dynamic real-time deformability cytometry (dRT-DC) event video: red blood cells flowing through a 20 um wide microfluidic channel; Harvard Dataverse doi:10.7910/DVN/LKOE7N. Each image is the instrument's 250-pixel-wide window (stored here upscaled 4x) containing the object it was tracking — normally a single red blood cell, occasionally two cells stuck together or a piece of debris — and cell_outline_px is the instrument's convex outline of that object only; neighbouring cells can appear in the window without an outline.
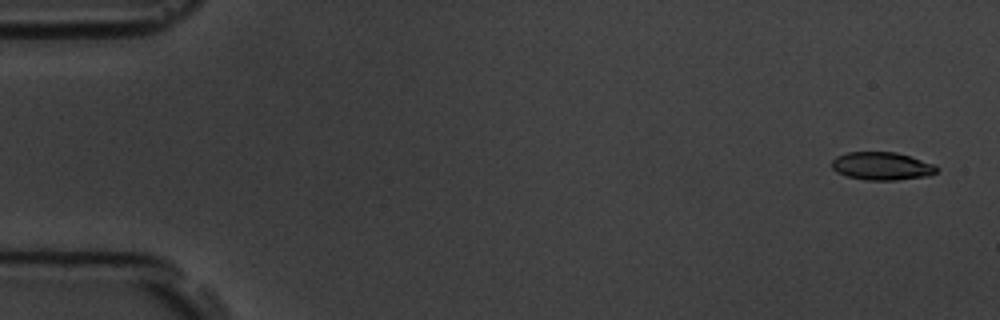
{"species": "common noctule bat (a hibernating species)", "species_latin": "Nyctalus noctula", "temperature_condition": "room temperature", "stored_images_in_passage": 5, "camera_frame_rate_fps": 3000, "um_per_image_px": 0.085, "animal": {"sex": "male", "body_mass_g": 19.5, "forearm_length_mm": 54.6}, "frame": {"image": 1, "passage_image": 1, "time_ms": 0.0, "image_size_px": [1000, 320], "cell_outline_px": [[940, 168], [932, 176], [896, 180], [868, 180], [848, 176], [836, 172], [832, 168], [832, 160], [836, 156], [848, 152], [896, 152], [936, 164]], "centroid_in_image_um": [75.01, 14.12], "position_along_channel_um": 10.0, "area_um2": 17.28}}
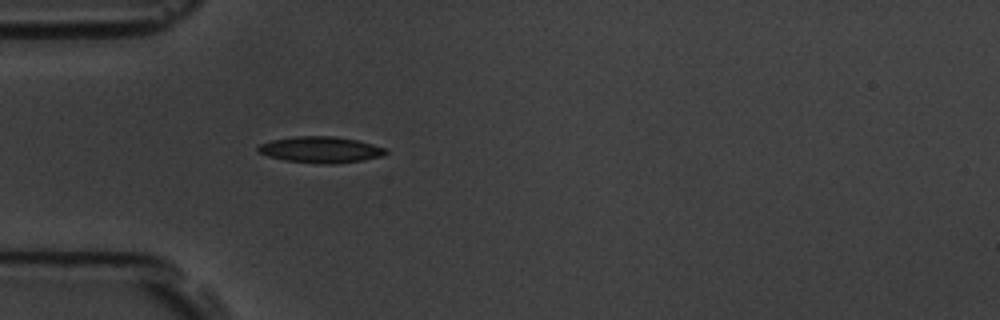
{"frame": {"image": 2, "passage_image": 5, "time_ms": 4.667, "image_size_px": [1000, 320], "cell_outline_px": [[388, 152], [384, 156], [364, 160], [336, 164], [320, 164], [284, 160], [268, 156], [260, 152], [256, 148], [260, 144], [272, 140], [296, 136], [336, 136], [356, 140], [388, 148]], "centroid_in_image_um": [27.31, 12.73], "position_along_channel_um": 57.7, "area_um2": 19.65}}